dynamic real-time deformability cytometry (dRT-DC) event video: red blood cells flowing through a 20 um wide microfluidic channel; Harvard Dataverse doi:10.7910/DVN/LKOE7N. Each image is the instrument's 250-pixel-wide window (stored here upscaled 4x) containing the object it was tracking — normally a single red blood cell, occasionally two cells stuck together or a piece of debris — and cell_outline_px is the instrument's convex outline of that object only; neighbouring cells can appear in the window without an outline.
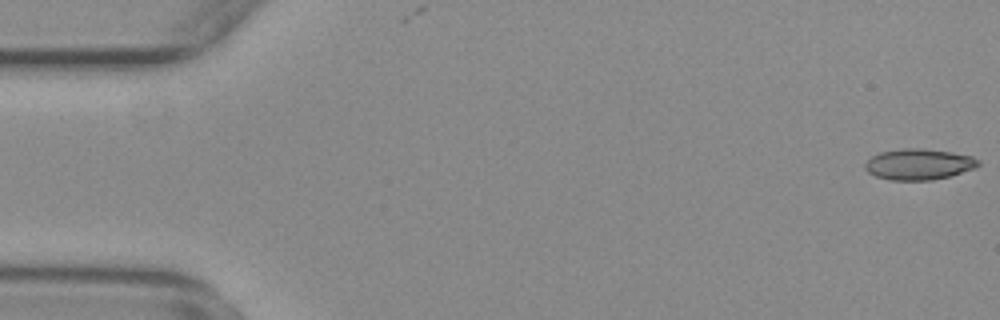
{"species": "common noctule bat (a hibernating species)", "species_latin": "Nyctalus noctula", "temperature_condition": "warm", "stored_images_in_passage": 55, "camera_frame_rate_fps": 3000, "um_per_image_px": 0.085, "animal": {"sex": "female", "body_mass_g": 29.2, "forearm_length_mm": 56.3}, "frame": {"image": 1, "passage_image": 1, "time_ms": 0.0, "image_size_px": [1000, 320], "cell_outline_px": [[980, 164], [976, 168], [948, 176], [932, 180], [888, 180], [876, 176], [868, 172], [864, 168], [864, 164], [872, 156], [880, 152], [904, 148], [920, 148], [952, 152], [972, 156], [980, 160]], "centroid_in_image_um": [78.1, 13.96], "position_along_channel_um": 6.9, "area_um2": 20.46}}
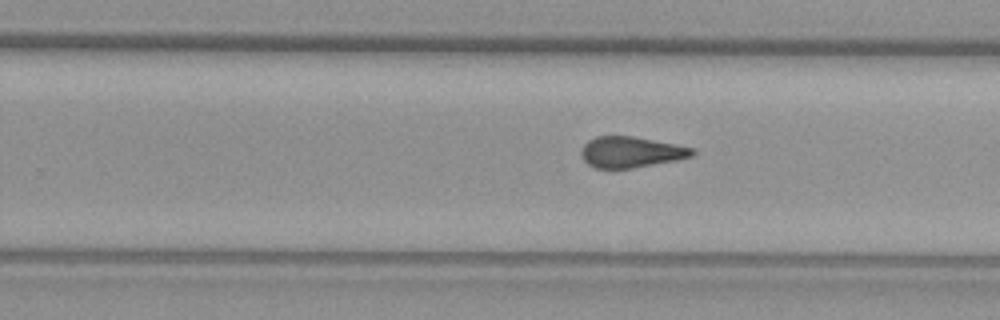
{"frame": {"image": 2, "passage_image": 34, "time_ms": 11.0, "image_size_px": [1000, 320], "cell_outline_px": [[696, 152], [692, 156], [676, 160], [632, 168], [596, 168], [588, 164], [580, 156], [580, 152], [584, 144], [588, 140], [596, 136], [632, 136], [676, 144], [692, 148]], "centroid_in_image_um": [53.6, 12.92], "position_along_channel_um": 276.2, "area_um2": 19.94}}
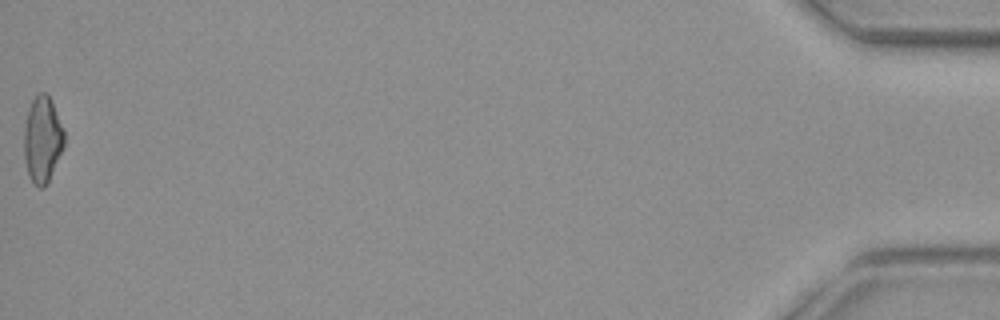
{"frame": {"image": 3, "passage_image": 55, "time_ms": 18.0, "image_size_px": [1000, 320], "cell_outline_px": [[64, 148], [44, 188], [40, 188], [28, 176], [24, 160], [24, 128], [28, 112], [32, 100], [40, 92], [48, 92], [52, 100], [64, 128]], "centroid_in_image_um": [3.62, 11.83], "position_along_channel_um": 431.6, "area_um2": 20.29}, "authors_computed_cell_mechanics": {"area_um2": 20.5768, "velocity_mm_per_s": 3.7709, "shape_relaxation_time_tau1_ms": null, "shape_relaxation_time_tau2_ms": 1.7891, "deformation_change_tau1": null, "deformation_change_tau2": 0.1062}}